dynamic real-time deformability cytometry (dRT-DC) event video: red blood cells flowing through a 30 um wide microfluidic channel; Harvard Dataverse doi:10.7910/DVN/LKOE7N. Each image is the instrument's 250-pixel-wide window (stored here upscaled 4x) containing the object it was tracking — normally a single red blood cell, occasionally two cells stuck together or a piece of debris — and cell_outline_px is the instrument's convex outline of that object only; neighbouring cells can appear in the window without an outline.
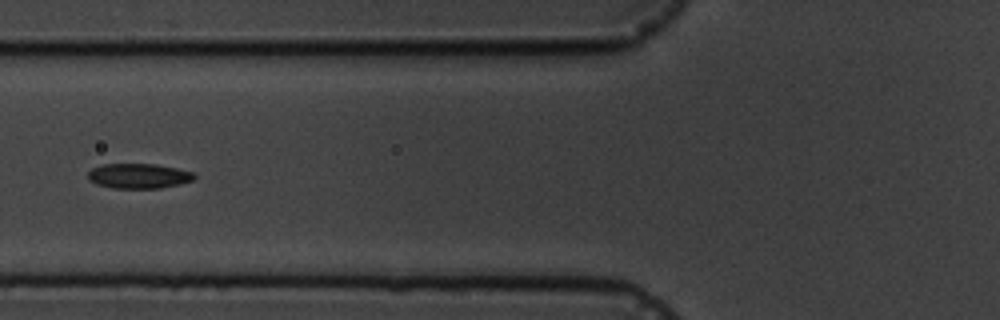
{"species": "common noctule bat (a hibernating species)", "species_latin": "Nyctalus noctula", "temperature_condition": "cold", "stored_images_in_passage": 17, "segment_of_instrument_passage": [1, 2], "camera_frame_rate_fps": 3000, "um_per_image_px": 0.085, "animal": {"sex": "male", "body_mass_g": 19.5, "forearm_length_mm": 54.6}, "frame": {"image": 1, "passage_image": 6, "time_ms": 5.333, "image_size_px": [1000, 320], "cell_outline_px": [[196, 176], [192, 180], [180, 184], [160, 188], [112, 188], [96, 184], [88, 180], [88, 172], [92, 168], [104, 164], [156, 164], [176, 168], [192, 172]], "centroid_in_image_um": [11.76, 14.96], "position_along_channel_um": 114.0, "area_um2": 15.43}}
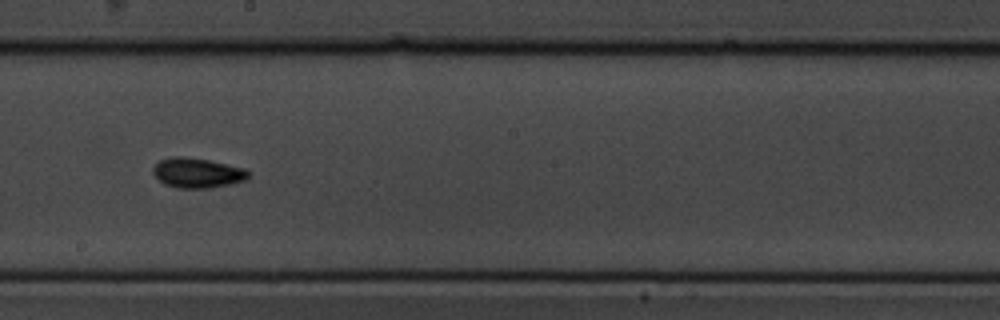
{"frame": {"image": 2, "passage_image": 9, "time_ms": 8.667, "image_size_px": [1000, 320], "cell_outline_px": [[248, 180], [232, 184], [208, 188], [180, 188], [164, 184], [152, 172], [152, 168], [160, 160], [176, 156], [208, 160], [244, 168], [248, 172]], "centroid_in_image_um": [16.79, 14.71], "position_along_channel_um": 231.4, "area_um2": 16.42}}
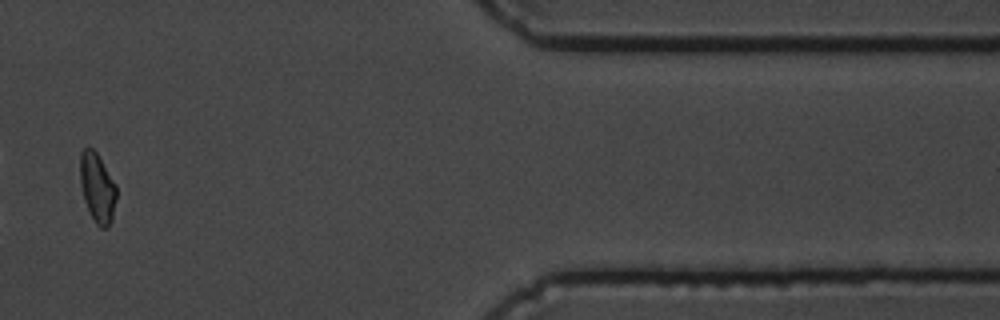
{"frame": {"image": 3, "passage_image": 14, "time_ms": 14.667, "image_size_px": [1000, 320], "cell_outline_px": [[116, 196], [112, 220], [108, 228], [100, 228], [96, 224], [84, 200], [80, 184], [80, 152], [88, 144], [96, 152], [116, 184]], "centroid_in_image_um": [8.26, 15.93], "position_along_channel_um": 403.1, "area_um2": 14.74}}